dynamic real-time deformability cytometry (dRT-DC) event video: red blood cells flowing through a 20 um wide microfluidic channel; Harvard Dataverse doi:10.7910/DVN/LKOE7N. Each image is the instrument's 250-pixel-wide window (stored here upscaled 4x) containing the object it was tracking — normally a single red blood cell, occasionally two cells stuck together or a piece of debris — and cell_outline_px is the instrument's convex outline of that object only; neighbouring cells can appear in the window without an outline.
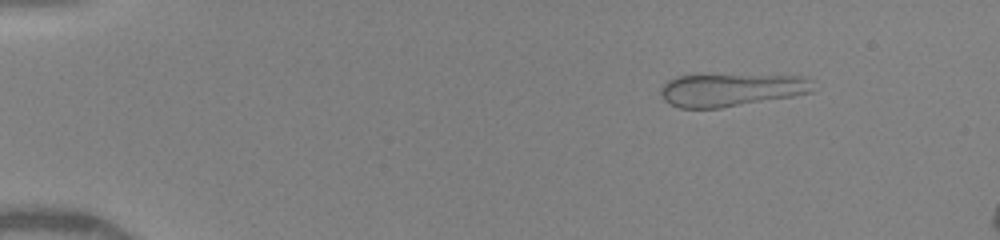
{"species": "human", "species_latin": "Homo sapiens", "temperature_condition": "warm", "stored_images_in_passage": 9, "camera_frame_rate_fps": 3000, "um_per_image_px": 0.085, "donor": {"sex": "female"}, "frame": {"image": 1, "passage_image": 1, "time_ms": 0.0, "image_size_px": [1000, 240], "cell_outline_px": [[812, 92], [792, 96], [720, 108], [680, 108], [664, 100], [660, 96], [660, 88], [668, 80], [676, 76], [800, 76], [812, 80]], "centroid_in_image_um": [62.1, 7.66], "position_along_channel_um": 22.9, "area_um2": 28.5}}